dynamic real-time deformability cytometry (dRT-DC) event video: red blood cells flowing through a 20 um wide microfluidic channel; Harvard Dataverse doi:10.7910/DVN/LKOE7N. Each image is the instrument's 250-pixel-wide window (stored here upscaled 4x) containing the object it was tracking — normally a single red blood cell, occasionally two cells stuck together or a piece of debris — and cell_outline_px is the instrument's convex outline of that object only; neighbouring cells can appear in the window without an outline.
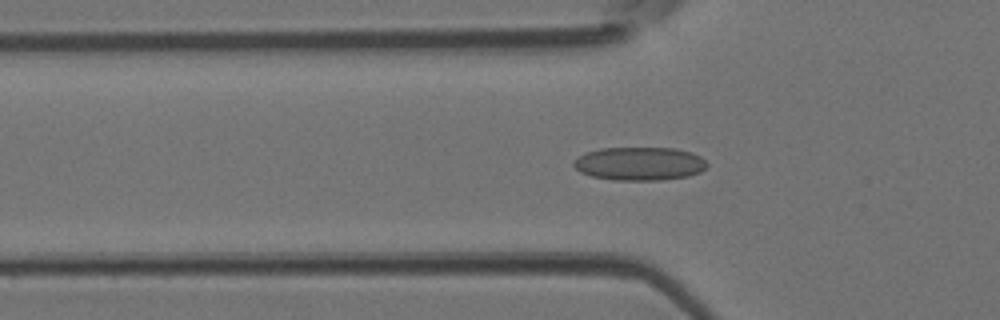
{"species": "Egyptian fruit bat (a non-hibernating species)", "species_latin": "Rousettus aegyptiacus", "temperature_condition": "room temperature", "stored_images_in_passage": 45, "camera_frame_rate_fps": 3000, "um_per_image_px": 0.085, "animal": {"sex": "female"}, "frame": {"image": 1, "passage_image": 15, "time_ms": 4.667, "image_size_px": [1000, 320], "cell_outline_px": [[708, 164], [700, 172], [688, 176], [660, 180], [612, 180], [592, 176], [580, 172], [572, 164], [584, 152], [600, 148], [676, 148], [692, 152], [700, 156]], "centroid_in_image_um": [54.36, 13.91], "position_along_channel_um": 71.4, "area_um2": 25.95}}
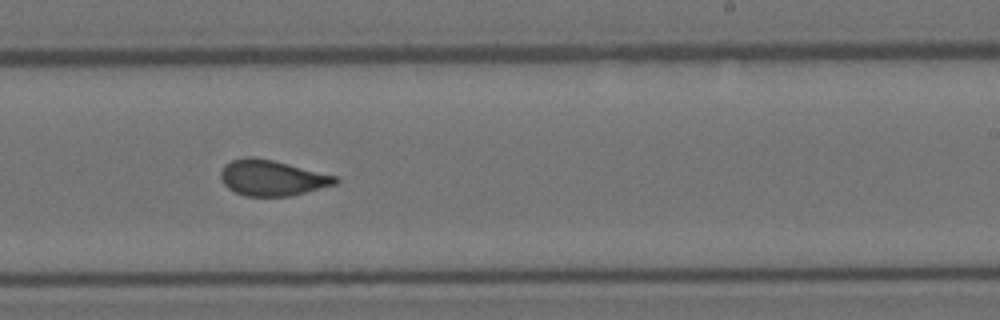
{"frame": {"image": 2, "passage_image": 28, "time_ms": 9.0, "image_size_px": [1000, 320], "cell_outline_px": [[340, 180], [336, 184], [292, 196], [244, 196], [228, 188], [224, 184], [220, 176], [220, 172], [224, 164], [232, 160], [244, 156], [256, 156], [336, 176]], "centroid_in_image_um": [23.09, 15.11], "position_along_channel_um": 265.9, "area_um2": 23.87}}
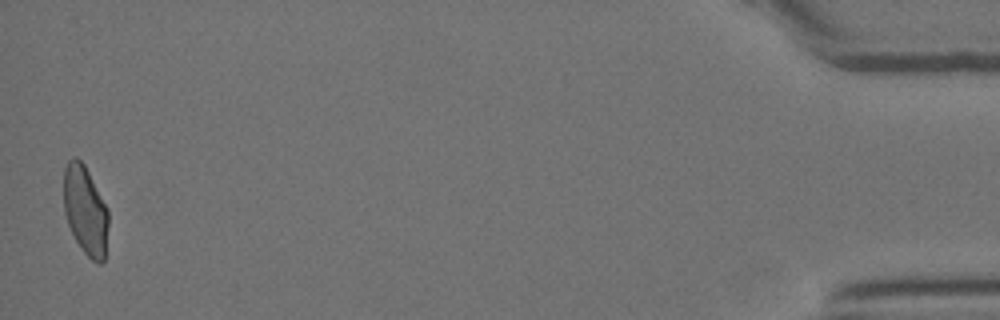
{"frame": {"image": 3, "passage_image": 45, "time_ms": 14.667, "image_size_px": [1000, 320], "cell_outline_px": [[108, 224], [104, 260], [100, 264], [96, 264], [84, 252], [76, 240], [68, 224], [64, 212], [64, 168], [68, 160], [76, 156], [84, 164], [108, 208]], "centroid_in_image_um": [7.26, 17.87], "position_along_channel_um": 427.9, "area_um2": 23.12}}